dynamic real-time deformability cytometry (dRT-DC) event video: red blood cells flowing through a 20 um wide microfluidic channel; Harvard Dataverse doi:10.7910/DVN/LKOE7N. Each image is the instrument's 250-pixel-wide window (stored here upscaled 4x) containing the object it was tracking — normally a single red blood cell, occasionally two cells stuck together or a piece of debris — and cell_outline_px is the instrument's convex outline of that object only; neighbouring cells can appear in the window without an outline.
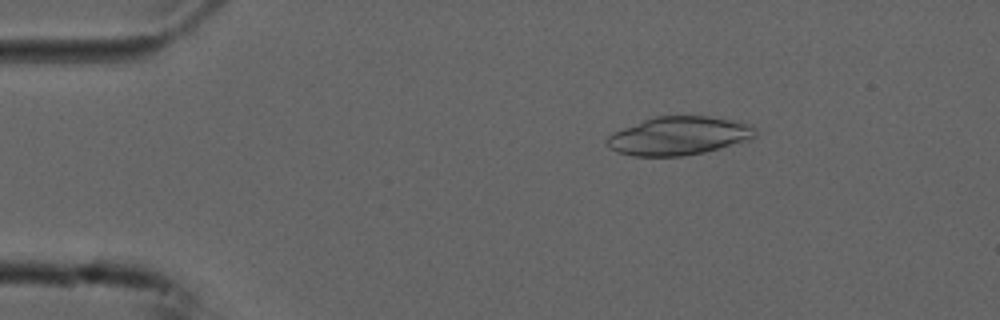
{"species": "common noctule bat (a hibernating species)", "species_latin": "Nyctalus noctula", "temperature_condition": "cold", "stored_images_in_passage": 20, "camera_frame_rate_fps": 3000, "um_per_image_px": 0.085, "animal": {"sex": "male", "forearm_length_mm": 52.5}, "frame": {"image": 1, "passage_image": 9, "time_ms": 2.667, "image_size_px": [1000, 320], "cell_outline_px": [[756, 136], [752, 140], [704, 152], [680, 156], [632, 156], [616, 152], [608, 148], [604, 140], [608, 136], [624, 128], [644, 120], [656, 116], [708, 116], [732, 120], [752, 124], [756, 128]], "centroid_in_image_um": [57.73, 11.55], "position_along_channel_um": 27.3, "area_um2": 33.35}}